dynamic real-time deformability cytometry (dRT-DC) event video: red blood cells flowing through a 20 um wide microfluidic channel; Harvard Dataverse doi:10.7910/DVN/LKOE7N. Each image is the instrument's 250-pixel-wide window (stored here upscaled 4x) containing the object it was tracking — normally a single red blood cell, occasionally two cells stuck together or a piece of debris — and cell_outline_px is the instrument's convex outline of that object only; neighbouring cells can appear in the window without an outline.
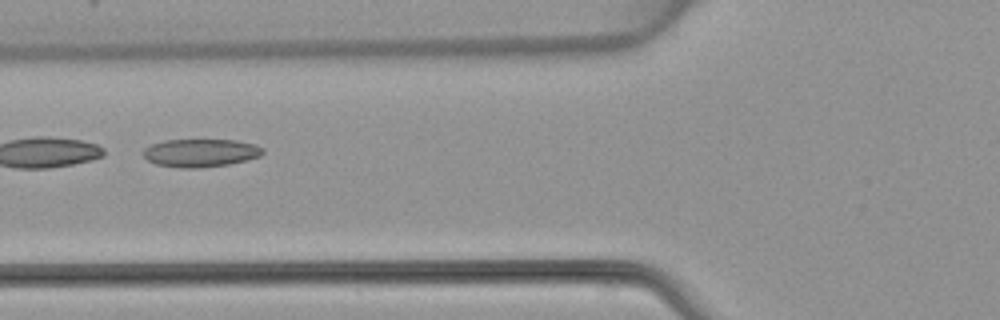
{"species": "common noctule bat (a hibernating species)", "species_latin": "Nyctalus noctula", "temperature_condition": "warm", "stored_images_in_passage": 5, "camera_frame_rate_fps": 3000, "um_per_image_px": 0.085, "animal": {"sex": "female", "body_mass_g": 22.7, "forearm_length_mm": 54.2}, "frame": {"image": 1, "passage_image": 5, "time_ms": 5.667, "image_size_px": [1000, 320], "cell_outline_px": [[264, 152], [260, 156], [248, 160], [228, 164], [200, 168], [180, 168], [156, 164], [148, 160], [140, 152], [144, 148], [152, 144], [164, 140], [236, 140], [256, 144], [264, 148]], "centroid_in_image_um": [17.05, 12.99], "position_along_channel_um": 108.7, "area_um2": 19.71}}